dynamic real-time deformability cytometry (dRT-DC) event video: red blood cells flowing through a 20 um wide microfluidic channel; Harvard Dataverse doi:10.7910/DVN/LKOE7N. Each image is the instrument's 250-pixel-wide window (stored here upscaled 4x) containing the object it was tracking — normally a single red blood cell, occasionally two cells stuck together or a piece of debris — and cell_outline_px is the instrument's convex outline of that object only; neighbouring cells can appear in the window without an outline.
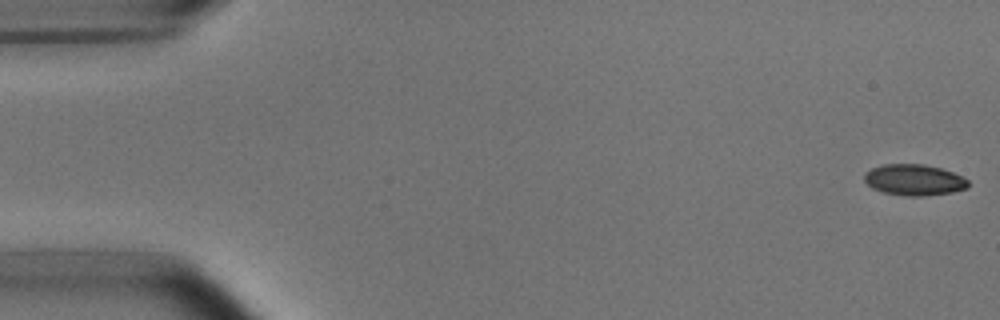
{"species": "common noctule bat (a hibernating species)", "species_latin": "Nyctalus noctula", "temperature_condition": "room temperature", "stored_images_in_passage": 53, "camera_frame_rate_fps": 3000, "um_per_image_px": 0.085, "animal": {"sex": "male", "body_mass_g": 15.6}, "frame": {"image": 1, "passage_image": 1, "time_ms": 0.0, "image_size_px": [1000, 320], "cell_outline_px": [[968, 188], [952, 192], [920, 196], [908, 196], [884, 192], [872, 188], [864, 180], [864, 172], [872, 168], [884, 164], [924, 164], [940, 168], [952, 172], [968, 180]], "centroid_in_image_um": [77.68, 15.28], "position_along_channel_um": 7.3, "area_um2": 18.67}}
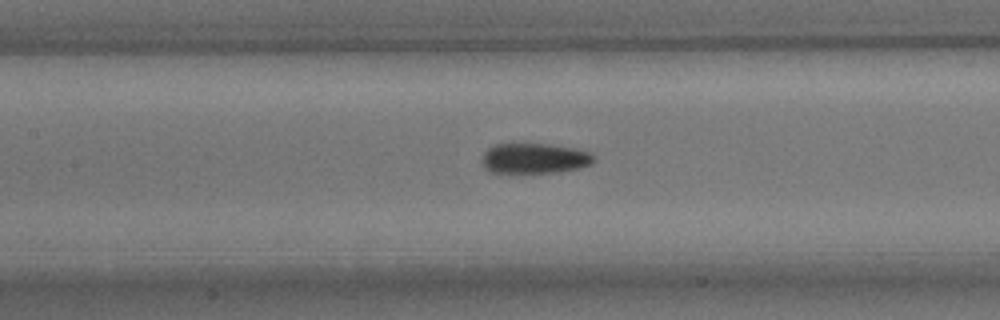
{"frame": {"image": 2, "passage_image": 24, "time_ms": 7.667, "image_size_px": [1000, 320], "cell_outline_px": [[596, 160], [592, 164], [560, 172], [492, 172], [484, 168], [480, 160], [484, 152], [488, 148], [496, 144], [548, 144], [572, 148], [588, 152], [596, 156]], "centroid_in_image_um": [45.41, 13.46], "position_along_channel_um": 162.0, "area_um2": 19.65}}
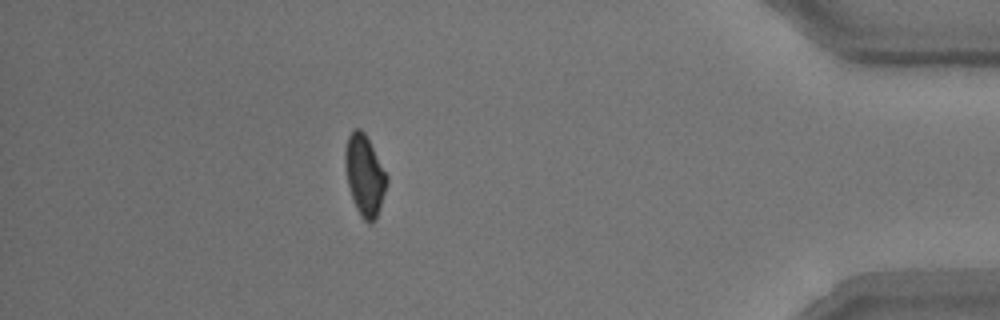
{"frame": {"image": 3, "passage_image": 47, "time_ms": 15.333, "image_size_px": [1000, 320], "cell_outline_px": [[388, 180], [380, 208], [372, 224], [368, 224], [364, 220], [356, 208], [348, 184], [344, 164], [344, 152], [348, 136], [352, 128], [360, 128], [364, 132], [388, 176]], "centroid_in_image_um": [30.98, 14.88], "position_along_channel_um": 404.2, "area_um2": 19.48}, "authors_computed_cell_mechanics": {"area_um2": 19.8254, "velocity_mm_per_s": 3.7703, "shape_relaxation_time_tau1_ms": 3.6501, "shape_relaxation_time_tau2_ms": 2.2229, "deformation_change_tau1": 0.1217, "deformation_change_tau2": 0.065}}